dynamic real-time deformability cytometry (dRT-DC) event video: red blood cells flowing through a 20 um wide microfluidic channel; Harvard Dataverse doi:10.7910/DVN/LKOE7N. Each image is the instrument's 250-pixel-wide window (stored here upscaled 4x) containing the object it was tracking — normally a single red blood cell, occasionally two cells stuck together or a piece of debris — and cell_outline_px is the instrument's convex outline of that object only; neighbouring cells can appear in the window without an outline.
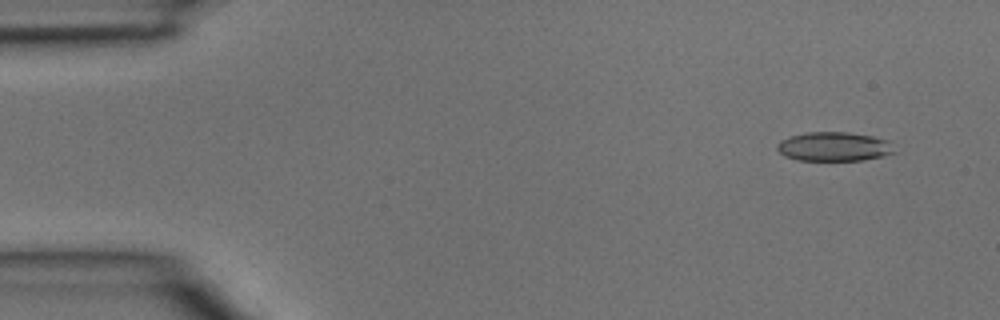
{"species": "common noctule bat (a hibernating species)", "species_latin": "Nyctalus noctula", "temperature_condition": "room temperature", "stored_images_in_passage": 4, "camera_frame_rate_fps": 3000, "um_per_image_px": 0.085, "animal": {"sex": "male", "body_mass_g": 15.6}, "frame": {"image": 1, "passage_image": 1, "time_ms": 0.0, "image_size_px": [1000, 320], "cell_outline_px": [[896, 152], [884, 156], [864, 160], [796, 160], [784, 156], [776, 148], [776, 144], [780, 140], [792, 136], [808, 132], [848, 132], [872, 136], [888, 140]], "centroid_in_image_um": [70.89, 12.46], "position_along_channel_um": 14.1, "area_um2": 19.94}}
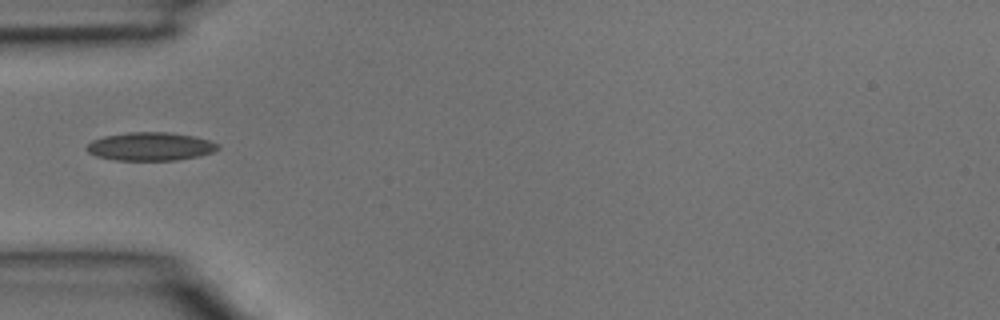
{"frame": {"image": 2, "passage_image": 4, "time_ms": 1.0, "image_size_px": [1000, 320], "cell_outline_px": [[220, 148], [212, 152], [200, 156], [176, 160], [116, 160], [96, 156], [88, 152], [84, 148], [92, 140], [104, 136], [128, 132], [168, 132], [192, 136], [208, 140], [220, 144]], "centroid_in_image_um": [12.77, 12.45], "position_along_channel_um": 72.2, "area_um2": 21.68}}